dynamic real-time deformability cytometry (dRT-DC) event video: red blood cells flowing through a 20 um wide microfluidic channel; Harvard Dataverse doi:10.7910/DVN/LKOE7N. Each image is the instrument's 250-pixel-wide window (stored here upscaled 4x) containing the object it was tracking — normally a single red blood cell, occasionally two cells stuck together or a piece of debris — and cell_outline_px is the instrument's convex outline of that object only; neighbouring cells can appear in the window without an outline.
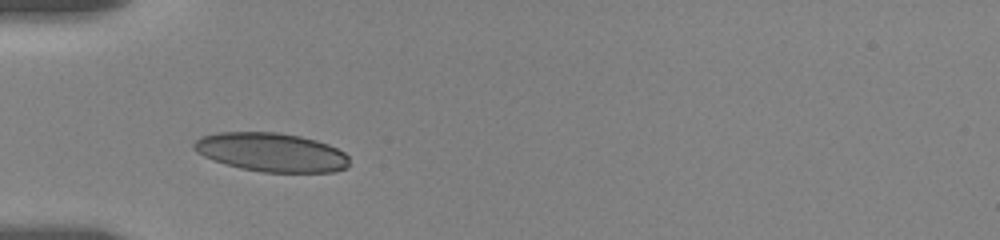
{"species": "human", "species_latin": "Homo sapiens", "temperature_condition": "room temperature", "stored_images_in_passage": 6, "camera_frame_rate_fps": 3000, "um_per_image_px": 0.085, "donor": {"sex": "female"}, "frame": {"image": 1, "passage_image": 1, "time_ms": 0.0, "image_size_px": [1000, 240], "cell_outline_px": [[348, 168], [336, 172], [260, 172], [240, 168], [212, 160], [196, 152], [192, 148], [192, 144], [200, 136], [216, 132], [280, 132], [300, 136], [316, 140], [328, 144], [344, 152], [348, 156]], "centroid_in_image_um": [23.04, 12.94], "position_along_channel_um": 62.0, "area_um2": 35.49}}
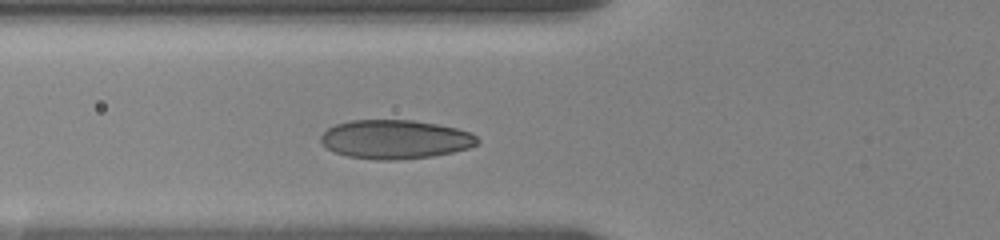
{"frame": {"image": 2, "passage_image": 3, "time_ms": 1.0, "image_size_px": [1000, 240], "cell_outline_px": [[480, 144], [468, 148], [452, 152], [432, 156], [396, 160], [376, 160], [348, 156], [332, 152], [320, 140], [320, 136], [328, 128], [336, 124], [352, 120], [412, 120], [436, 124], [456, 128], [472, 132], [480, 140]], "centroid_in_image_um": [33.61, 11.85], "position_along_channel_um": 92.2, "area_um2": 35.6}}
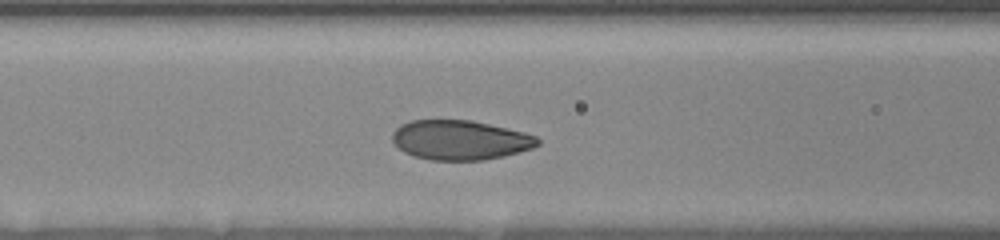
{"frame": {"image": 3, "passage_image": 5, "time_ms": 2.0, "image_size_px": [1000, 240], "cell_outline_px": [[540, 144], [532, 148], [484, 160], [432, 160], [412, 156], [404, 152], [392, 140], [392, 132], [400, 124], [412, 120], [472, 120], [524, 132], [536, 136], [540, 140]], "centroid_in_image_um": [39.08, 11.89], "position_along_channel_um": 127.5, "area_um2": 33.41}}